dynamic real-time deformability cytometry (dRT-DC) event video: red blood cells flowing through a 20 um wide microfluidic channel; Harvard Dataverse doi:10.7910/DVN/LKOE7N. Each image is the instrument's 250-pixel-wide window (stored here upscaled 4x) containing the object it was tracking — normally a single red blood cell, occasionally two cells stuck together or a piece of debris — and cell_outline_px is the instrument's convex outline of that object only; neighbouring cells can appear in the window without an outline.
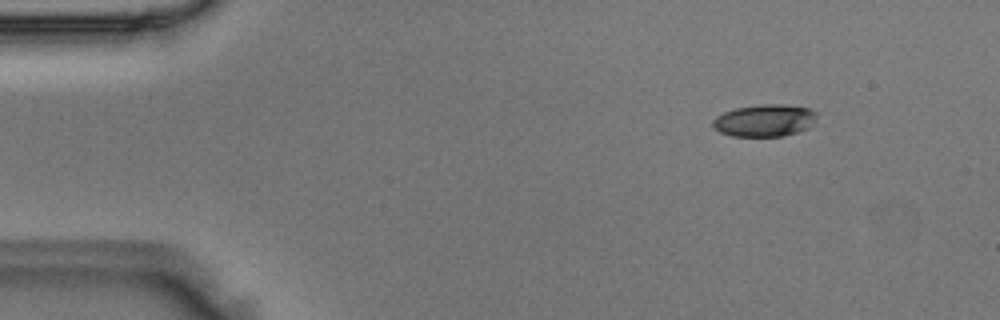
{"species": "Egyptian fruit bat (a non-hibernating species)", "species_latin": "Rousettus aegyptiacus", "temperature_condition": "room temperature", "stored_images_in_passage": 3, "camera_frame_rate_fps": 3000, "um_per_image_px": 0.085, "animal": {"sex": "male"}, "frame": {"image": 1, "passage_image": 1, "time_ms": 0.0, "image_size_px": [1000, 320], "cell_outline_px": [[816, 116], [808, 128], [784, 136], [732, 136], [720, 132], [712, 128], [712, 120], [716, 116], [724, 112], [736, 108], [760, 104], [780, 104], [808, 108], [816, 112]], "centroid_in_image_um": [64.94, 10.24], "position_along_channel_um": 20.1, "area_um2": 19.42}}